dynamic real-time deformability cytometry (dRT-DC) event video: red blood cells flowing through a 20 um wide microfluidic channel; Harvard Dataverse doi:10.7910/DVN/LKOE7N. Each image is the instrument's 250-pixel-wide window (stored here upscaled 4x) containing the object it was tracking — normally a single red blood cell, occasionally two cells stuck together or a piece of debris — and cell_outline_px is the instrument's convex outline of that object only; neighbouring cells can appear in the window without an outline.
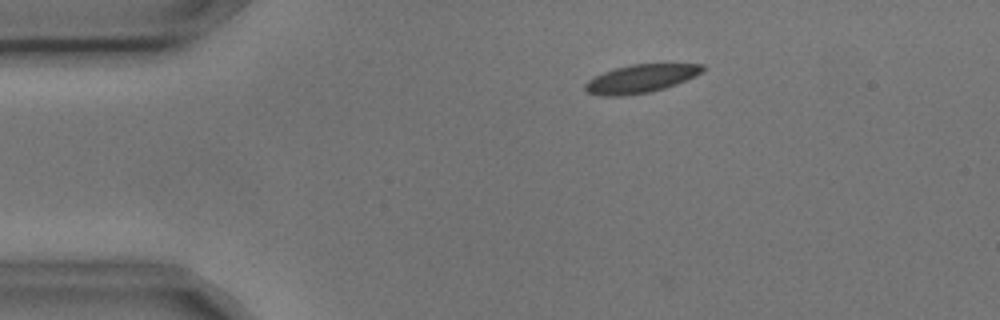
{"species": "common noctule bat (a hibernating species)", "species_latin": "Nyctalus noctula", "temperature_condition": "cold", "stored_images_in_passage": 4, "camera_frame_rate_fps": 3000, "um_per_image_px": 0.085, "animal": {"sex": "male", "body_mass_g": 17.9, "forearm_length_mm": 54.2}, "frame": {"image": 1, "passage_image": 3, "time_ms": 0.667, "image_size_px": [1000, 320], "cell_outline_px": [[708, 68], [676, 84], [664, 88], [648, 92], [624, 96], [600, 96], [588, 92], [584, 88], [584, 84], [588, 80], [604, 72], [616, 68], [632, 64], [704, 64]], "centroid_in_image_um": [54.44, 6.69], "position_along_channel_um": 30.6, "area_um2": 19.07}}